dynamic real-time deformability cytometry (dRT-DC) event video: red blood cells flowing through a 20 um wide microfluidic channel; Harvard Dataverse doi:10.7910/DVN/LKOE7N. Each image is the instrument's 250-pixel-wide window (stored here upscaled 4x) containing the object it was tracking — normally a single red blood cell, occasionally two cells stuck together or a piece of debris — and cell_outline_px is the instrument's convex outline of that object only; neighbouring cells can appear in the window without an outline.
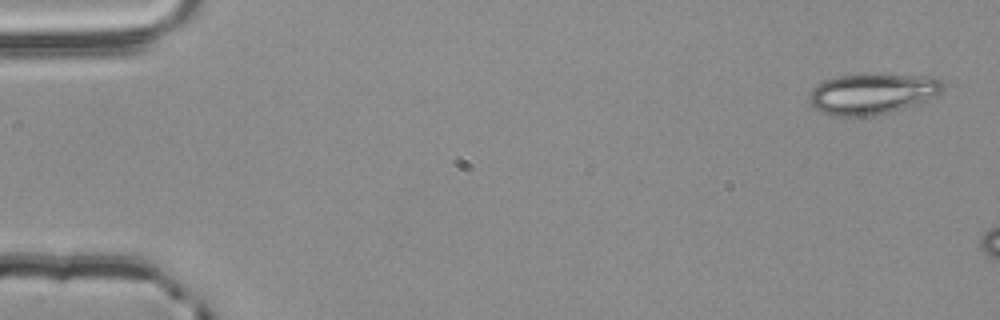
{"species": "common noctule bat (a hibernating species)", "species_latin": "Nyctalus noctula", "temperature_condition": "room temperature", "stored_images_in_passage": 3, "camera_frame_rate_fps": 3000, "um_per_image_px": 0.085, "animal": {"sex": "male", "body_mass_g": 20.4}, "frame": {"image": 1, "passage_image": 1, "time_ms": 0.0, "image_size_px": [1000, 320], "cell_outline_px": [[944, 88], [940, 92], [916, 104], [888, 112], [872, 116], [836, 116], [820, 112], [812, 108], [808, 100], [812, 88], [816, 84], [824, 80], [836, 76], [864, 72], [936, 76], [944, 84]], "centroid_in_image_um": [74.1, 7.92], "position_along_channel_um": 10.9, "area_um2": 32.54}}